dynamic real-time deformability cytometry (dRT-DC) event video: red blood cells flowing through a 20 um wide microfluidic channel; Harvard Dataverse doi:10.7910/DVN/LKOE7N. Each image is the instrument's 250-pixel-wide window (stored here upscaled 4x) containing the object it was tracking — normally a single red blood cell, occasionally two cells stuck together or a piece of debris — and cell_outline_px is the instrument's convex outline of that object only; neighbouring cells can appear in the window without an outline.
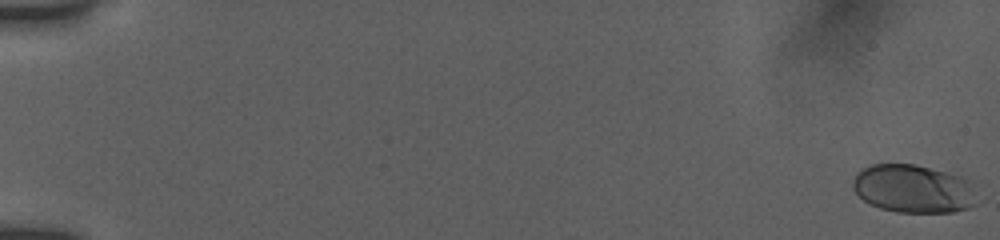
{"species": "human", "species_latin": "Homo sapiens", "temperature_condition": "room temperature", "stored_images_in_passage": 55, "camera_frame_rate_fps": 3000, "um_per_image_px": 0.085, "donor": {"sex": "female"}, "frame": {"image": 1, "passage_image": 1, "time_ms": 0.0, "image_size_px": [1000, 240], "cell_outline_px": [[976, 204], [968, 208], [952, 212], [896, 212], [880, 208], [868, 204], [852, 188], [852, 180], [856, 172], [872, 164], [916, 164], [948, 172], [960, 176], [968, 180], [976, 200]], "centroid_in_image_um": [77.59, 16.04], "position_along_channel_um": 7.4, "area_um2": 34.91}}
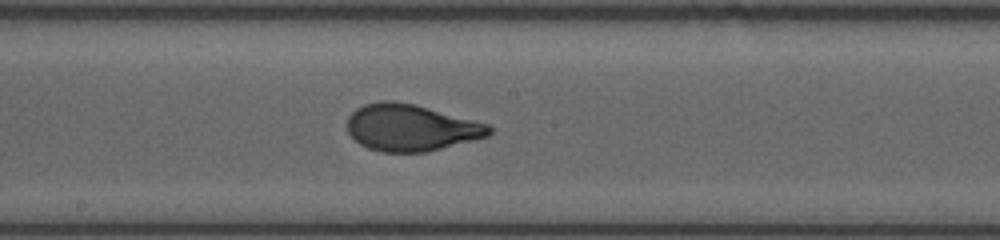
{"frame": {"image": 2, "passage_image": 32, "time_ms": 10.333, "image_size_px": [1000, 240], "cell_outline_px": [[492, 132], [488, 136], [428, 152], [380, 152], [368, 148], [360, 144], [348, 132], [348, 116], [356, 108], [364, 104], [380, 100], [392, 100], [416, 104], [488, 124], [492, 128]], "centroid_in_image_um": [34.91, 10.84], "position_along_channel_um": 213.3, "area_um2": 38.73}}
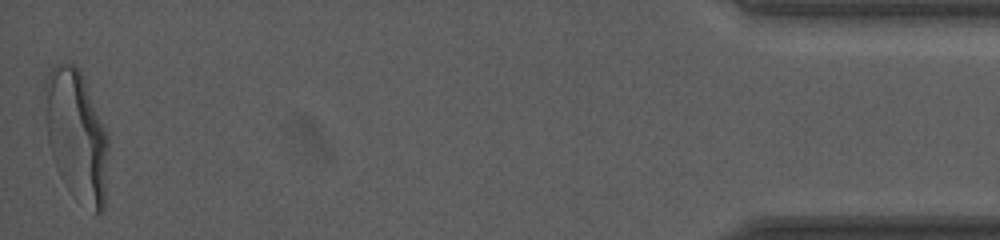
{"frame": {"image": 3, "passage_image": 55, "time_ms": 18.0, "image_size_px": [1000, 240], "cell_outline_px": [[108, 148], [104, 208], [100, 212], [96, 212], [68, 188], [64, 184], [56, 168], [52, 156], [48, 140], [48, 72], [56, 64], [72, 64], [80, 68], [108, 136]], "centroid_in_image_um": [6.55, 11.52], "position_along_channel_um": 428.6, "area_um2": 46.53}, "authors_computed_cell_mechanics": {"area_um2": 38.2636, "velocity_mm_per_s": 3.8651, "shape_relaxation_time_tau1_ms": 3.883, "shape_relaxation_time_tau2_ms": null, "deformation_change_tau1": 0.1779, "deformation_change_tau2": null}}